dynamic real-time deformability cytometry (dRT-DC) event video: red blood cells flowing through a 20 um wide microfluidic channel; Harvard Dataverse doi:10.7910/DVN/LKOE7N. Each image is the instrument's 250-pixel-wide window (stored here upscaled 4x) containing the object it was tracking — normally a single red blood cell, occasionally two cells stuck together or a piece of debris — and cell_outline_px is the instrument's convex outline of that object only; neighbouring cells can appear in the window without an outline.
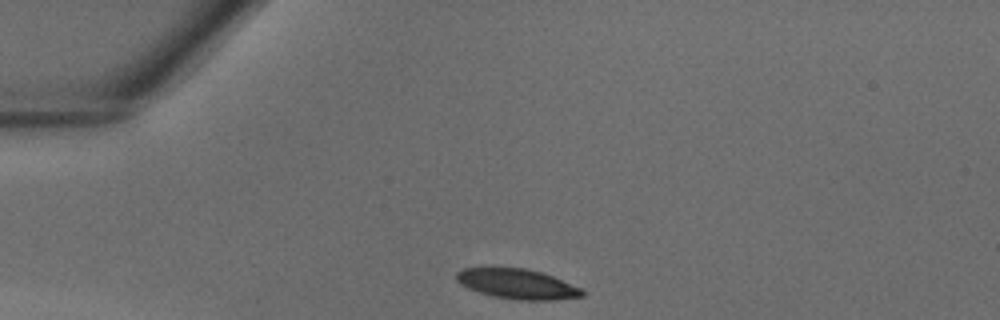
{"species": "common noctule bat (a hibernating species)", "species_latin": "Nyctalus noctula", "temperature_condition": "warm", "stored_images_in_passage": 24, "camera_frame_rate_fps": 3000, "um_per_image_px": 0.085, "animal": {"sex": "male", "body_mass_g": 18.8}, "frame": {"image": 1, "passage_image": 1, "time_ms": 0.0, "image_size_px": [1000, 320], "cell_outline_px": [[584, 296], [552, 300], [520, 300], [492, 296], [468, 288], [460, 284], [456, 280], [456, 272], [464, 268], [524, 268], [540, 272], [552, 276], [580, 288], [584, 292]], "centroid_in_image_um": [43.94, 24.14], "position_along_channel_um": 41.1, "area_um2": 21.68}}
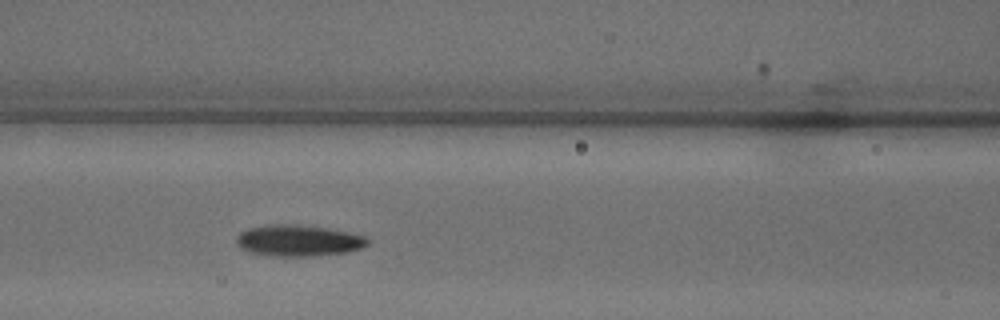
{"frame": {"image": 2, "passage_image": 9, "time_ms": 2.667, "image_size_px": [1000, 320], "cell_outline_px": [[368, 244], [364, 248], [348, 252], [312, 256], [276, 256], [252, 252], [240, 248], [236, 244], [236, 236], [240, 232], [248, 228], [268, 224], [296, 224], [328, 228], [368, 236]], "centroid_in_image_um": [25.39, 20.44], "position_along_channel_um": 141.2, "area_um2": 24.16}}
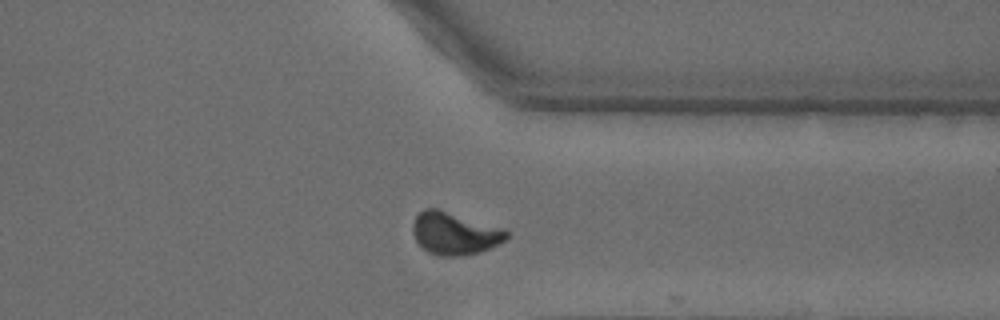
{"frame": {"image": 3, "passage_image": 23, "time_ms": 7.333, "image_size_px": [1000, 320], "cell_outline_px": [[508, 236], [504, 240], [488, 248], [464, 256], [440, 256], [428, 252], [416, 240], [412, 232], [412, 224], [416, 216], [424, 208], [436, 208], [504, 228], [508, 232]], "centroid_in_image_um": [38.61, 19.83], "position_along_channel_um": 372.8, "area_um2": 22.95}}